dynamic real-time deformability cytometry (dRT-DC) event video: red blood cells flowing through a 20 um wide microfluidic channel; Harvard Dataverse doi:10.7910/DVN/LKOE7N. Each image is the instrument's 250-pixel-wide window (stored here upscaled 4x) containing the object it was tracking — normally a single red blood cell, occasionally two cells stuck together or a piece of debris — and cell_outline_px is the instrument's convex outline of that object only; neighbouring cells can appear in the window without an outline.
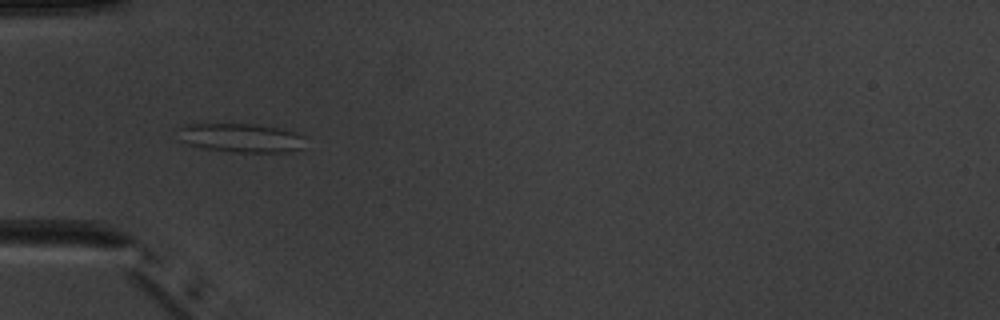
{"species": "common noctule bat (a hibernating species)", "species_latin": "Nyctalus noctula", "temperature_condition": "warm", "stored_images_in_passage": 6, "camera_frame_rate_fps": 3000, "um_per_image_px": 0.085, "animal": {"sex": "male", "body_mass_g": 20.1, "forearm_length_mm": 53.5}, "frame": {"image": 1, "passage_image": 5, "time_ms": 4.333, "image_size_px": [1000, 320], "cell_outline_px": [[304, 148], [292, 152], [232, 152], [204, 148], [188, 144], [180, 140], [172, 128], [184, 124], [256, 124], [276, 128], [292, 132], [304, 136]], "centroid_in_image_um": [20.39, 11.72], "position_along_channel_um": 64.6, "area_um2": 21.79}}
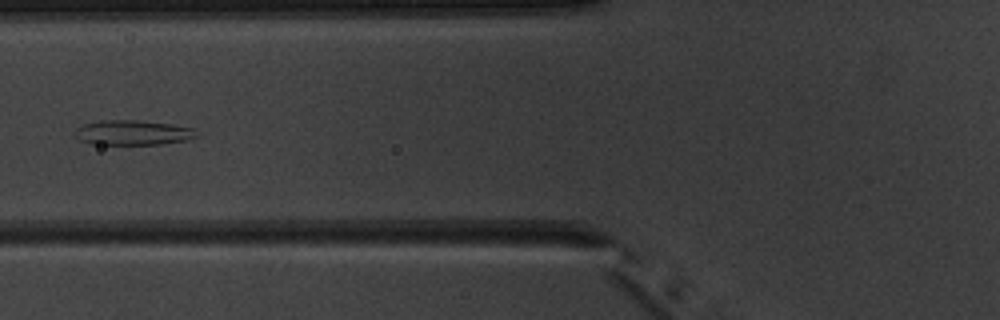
{"frame": {"image": 2, "passage_image": 6, "time_ms": 5.667, "image_size_px": [1000, 320], "cell_outline_px": [[200, 136], [188, 140], [160, 144], [100, 148], [80, 140], [72, 136], [72, 132], [76, 128], [84, 124], [100, 120], [136, 120], [172, 124], [196, 128]], "centroid_in_image_um": [11.22, 11.33], "position_along_channel_um": 114.6, "area_um2": 19.02}}